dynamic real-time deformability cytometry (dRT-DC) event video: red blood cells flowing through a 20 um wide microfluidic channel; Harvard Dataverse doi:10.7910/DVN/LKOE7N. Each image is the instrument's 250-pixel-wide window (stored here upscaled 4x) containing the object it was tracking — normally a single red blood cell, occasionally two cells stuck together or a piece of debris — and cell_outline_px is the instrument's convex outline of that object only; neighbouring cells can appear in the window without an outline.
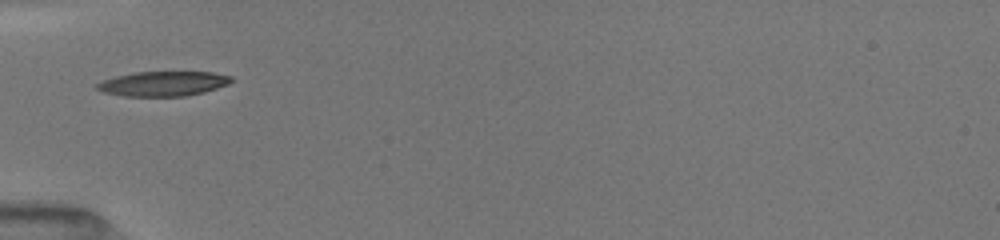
{"species": "common noctule bat (a hibernating species)", "species_latin": "Nyctalus noctula", "temperature_condition": "room temperature", "stored_images_in_passage": 18, "camera_frame_rate_fps": 3000, "um_per_image_px": 0.085, "animal": {"sex": "female", "body_mass_g": 19.5, "forearm_length_mm": 54.1}, "frame": {"image": 1, "passage_image": 1, "time_ms": 0.0, "image_size_px": [1000, 240], "cell_outline_px": [[236, 80], [228, 84], [204, 92], [184, 96], [124, 96], [104, 92], [96, 88], [96, 84], [104, 80], [116, 76], [136, 72], [212, 72], [232, 76]], "centroid_in_image_um": [13.91, 7.11], "position_along_channel_um": 71.1, "area_um2": 19.31}}
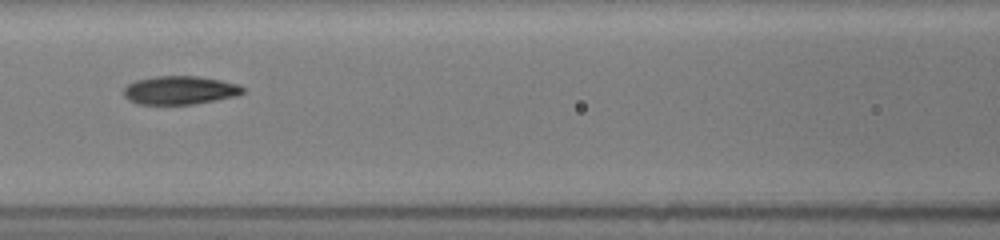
{"frame": {"image": 2, "passage_image": 10, "time_ms": 2.0, "image_size_px": [1000, 240], "cell_outline_px": [[244, 92], [240, 96], [196, 104], [136, 104], [128, 100], [124, 96], [124, 88], [128, 84], [136, 80], [156, 76], [200, 76], [240, 84], [244, 88]], "centroid_in_image_um": [15.33, 7.67], "position_along_channel_um": 151.3, "area_um2": 20.06}}
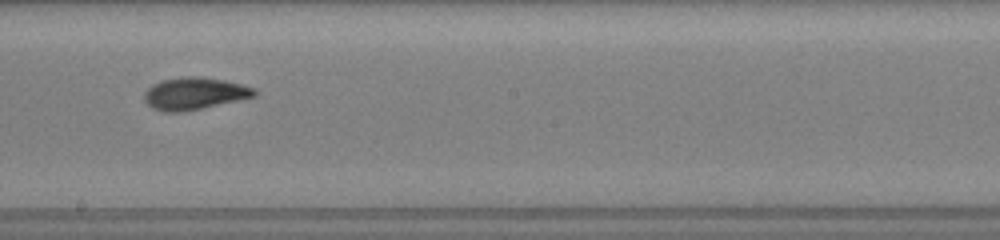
{"frame": {"image": 3, "passage_image": 17, "time_ms": 4.0, "image_size_px": [1000, 240], "cell_outline_px": [[256, 96], [184, 112], [160, 112], [152, 108], [144, 100], [144, 92], [152, 84], [164, 80], [184, 76], [200, 76], [224, 80], [256, 88]], "centroid_in_image_um": [16.5, 7.95], "position_along_channel_um": 231.7, "area_um2": 20.69}}